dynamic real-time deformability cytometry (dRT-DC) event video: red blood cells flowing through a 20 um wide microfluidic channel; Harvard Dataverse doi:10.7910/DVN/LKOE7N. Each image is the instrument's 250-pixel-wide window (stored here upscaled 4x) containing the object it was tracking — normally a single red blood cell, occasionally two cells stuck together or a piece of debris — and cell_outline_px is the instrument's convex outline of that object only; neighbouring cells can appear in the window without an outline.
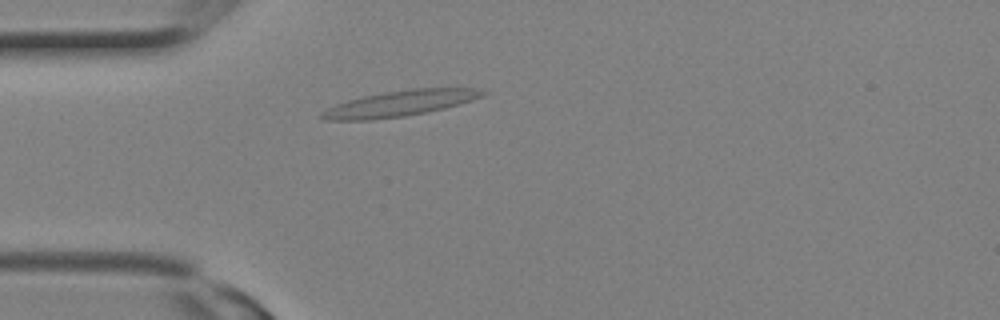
{"species": "Egyptian fruit bat (a non-hibernating species)", "species_latin": "Rousettus aegyptiacus", "temperature_condition": "room temperature", "stored_images_in_passage": 1, "camera_frame_rate_fps": 3000, "um_per_image_px": 0.085, "animal": {"sex": "female"}, "frame": {"image": 1, "passage_image": 1, "time_ms": 0.0, "image_size_px": [1000, 320], "cell_outline_px": [[488, 92], [484, 96], [460, 104], [444, 108], [404, 116], [372, 120], [324, 120], [320, 116], [320, 112], [336, 104], [348, 100], [364, 96], [384, 92], [412, 88], [472, 88]], "centroid_in_image_um": [33.98, 8.79], "position_along_channel_um": 51.0, "area_um2": 23.99}}